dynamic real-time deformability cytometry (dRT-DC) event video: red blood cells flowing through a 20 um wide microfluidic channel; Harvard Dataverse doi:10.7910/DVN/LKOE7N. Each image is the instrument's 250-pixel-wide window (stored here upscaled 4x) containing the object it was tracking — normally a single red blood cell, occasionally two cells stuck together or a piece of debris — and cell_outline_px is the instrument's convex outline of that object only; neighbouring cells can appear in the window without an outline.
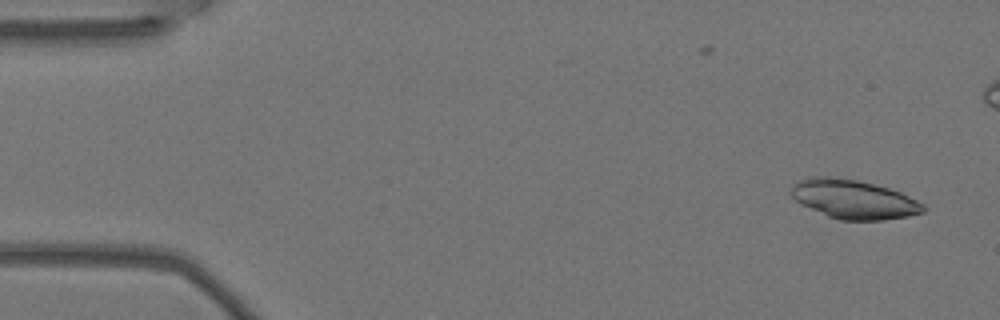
{"species": "Egyptian fruit bat (a non-hibernating species)", "species_latin": "Rousettus aegyptiacus", "temperature_condition": "warm", "stored_images_in_passage": 6, "segment_of_instrument_passage": [2, 2], "camera_frame_rate_fps": 3000, "um_per_image_px": 0.085, "animal": {"sex": "female"}, "frame": {"image": 1, "passage_image": 6, "time_ms": 1.667, "image_size_px": [1000, 320], "cell_outline_px": [[928, 208], [924, 212], [908, 216], [884, 220], [840, 220], [828, 216], [800, 204], [788, 192], [800, 180], [816, 176], [828, 176], [856, 180], [888, 188], [900, 192], [924, 204]], "centroid_in_image_um": [72.58, 16.95], "position_along_channel_um": 12.4, "area_um2": 29.82}}